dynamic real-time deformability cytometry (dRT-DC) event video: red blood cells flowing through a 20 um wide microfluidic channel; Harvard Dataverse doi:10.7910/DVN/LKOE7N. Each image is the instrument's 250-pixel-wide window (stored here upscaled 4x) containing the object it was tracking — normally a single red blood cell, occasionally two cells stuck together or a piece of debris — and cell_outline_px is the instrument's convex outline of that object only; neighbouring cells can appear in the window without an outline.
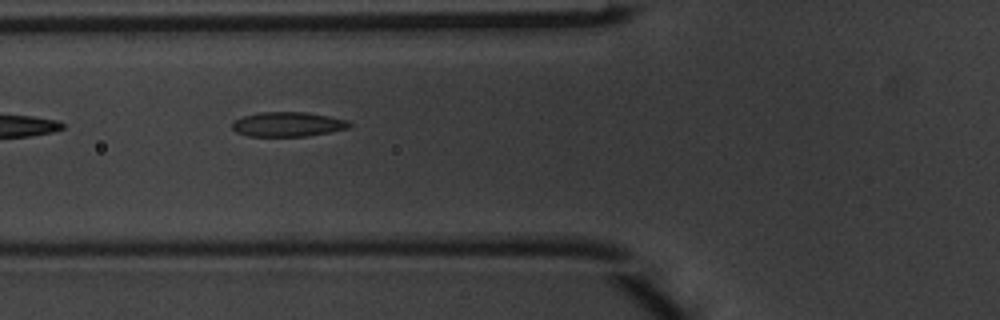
{"species": "common noctule bat (a hibernating species)", "species_latin": "Nyctalus noctula", "temperature_condition": "warm", "stored_images_in_passage": 7, "camera_frame_rate_fps": 3000, "um_per_image_px": 0.085, "animal": {"sex": "male", "body_mass_g": 20.1, "forearm_length_mm": 53.5}, "frame": {"image": 1, "passage_image": 6, "time_ms": 1.667, "image_size_px": [1000, 320], "cell_outline_px": [[352, 124], [348, 128], [328, 132], [304, 136], [248, 136], [236, 132], [232, 128], [232, 120], [244, 116], [260, 112], [308, 112], [348, 120]], "centroid_in_image_um": [24.43, 10.56], "position_along_channel_um": 101.4, "area_um2": 16.76}}
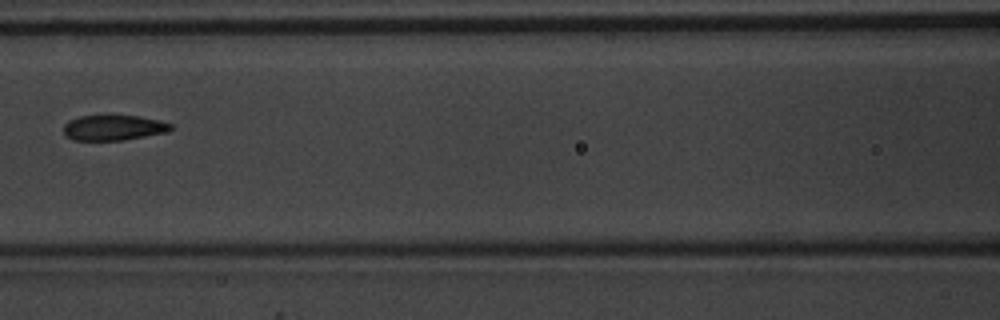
{"frame": {"image": 2, "passage_image": 7, "time_ms": 2.0, "image_size_px": [1000, 320], "cell_outline_px": [[172, 128], [168, 132], [124, 140], [72, 140], [64, 136], [64, 124], [68, 120], [80, 116], [140, 116], [160, 120], [172, 124]], "centroid_in_image_um": [9.64, 10.86], "position_along_channel_um": 157.0, "area_um2": 15.9}}